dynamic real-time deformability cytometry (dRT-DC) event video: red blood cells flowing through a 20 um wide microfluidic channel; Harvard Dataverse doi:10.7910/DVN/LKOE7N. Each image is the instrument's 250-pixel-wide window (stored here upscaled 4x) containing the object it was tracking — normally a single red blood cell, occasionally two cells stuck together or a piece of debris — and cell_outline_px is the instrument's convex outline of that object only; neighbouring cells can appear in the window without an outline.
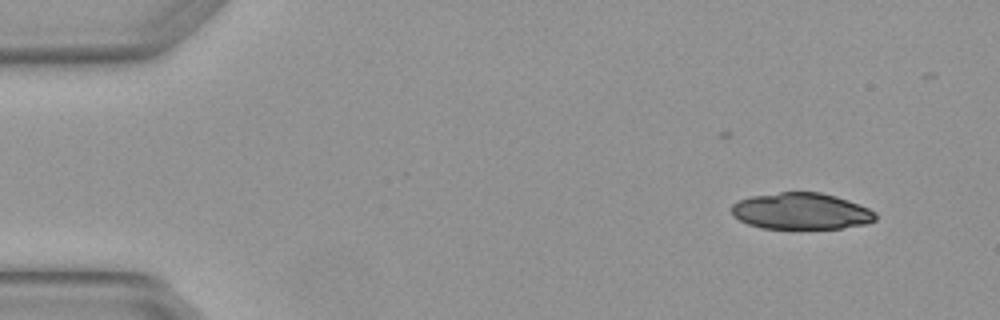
{"species": "Egyptian fruit bat (a non-hibernating species)", "species_latin": "Rousettus aegyptiacus", "temperature_condition": "warm", "stored_images_in_passage": 4, "camera_frame_rate_fps": 3000, "um_per_image_px": 0.085, "animal": {"sex": "female"}, "frame": {"image": 1, "passage_image": 1, "time_ms": 0.0, "image_size_px": [1000, 320], "cell_outline_px": [[876, 220], [864, 224], [840, 228], [760, 228], [748, 224], [732, 216], [732, 204], [736, 200], [752, 196], [780, 192], [820, 192], [836, 196], [860, 204], [876, 212]], "centroid_in_image_um": [68.08, 17.94], "position_along_channel_um": 16.9, "area_um2": 30.63}}
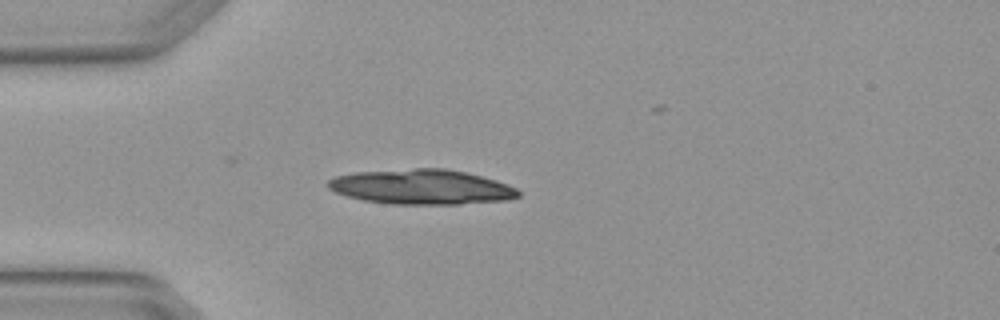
{"frame": {"image": 2, "passage_image": 3, "time_ms": 0.667, "image_size_px": [1000, 320], "cell_outline_px": [[520, 196], [508, 200], [460, 204], [392, 204], [364, 200], [348, 196], [336, 192], [328, 188], [328, 180], [336, 176], [356, 172], [412, 168], [444, 168], [468, 172], [496, 180], [508, 184], [516, 188], [520, 192]], "centroid_in_image_um": [35.88, 15.88], "position_along_channel_um": 49.1, "area_um2": 38.84}}